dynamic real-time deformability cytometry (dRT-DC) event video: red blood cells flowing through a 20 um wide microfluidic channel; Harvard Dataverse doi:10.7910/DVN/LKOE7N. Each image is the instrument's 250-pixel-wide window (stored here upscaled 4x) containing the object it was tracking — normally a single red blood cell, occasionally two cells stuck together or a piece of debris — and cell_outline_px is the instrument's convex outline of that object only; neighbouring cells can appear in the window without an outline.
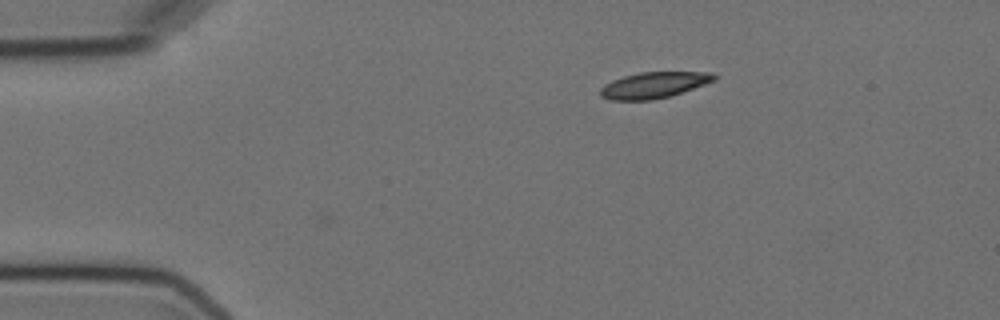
{"species": "Egyptian fruit bat (a non-hibernating species)", "species_latin": "Rousettus aegyptiacus", "temperature_condition": "cold", "stored_images_in_passage": 6, "camera_frame_rate_fps": 3000, "um_per_image_px": 0.085, "animal": {"sex": "female"}, "frame": {"image": 1, "passage_image": 1, "time_ms": 0.0, "image_size_px": [1000, 320], "cell_outline_px": [[716, 80], [668, 96], [652, 100], [608, 100], [600, 96], [600, 88], [604, 84], [612, 80], [624, 76], [640, 72], [712, 72], [716, 76]], "centroid_in_image_um": [55.52, 7.23], "position_along_channel_um": 29.5, "area_um2": 17.17}}
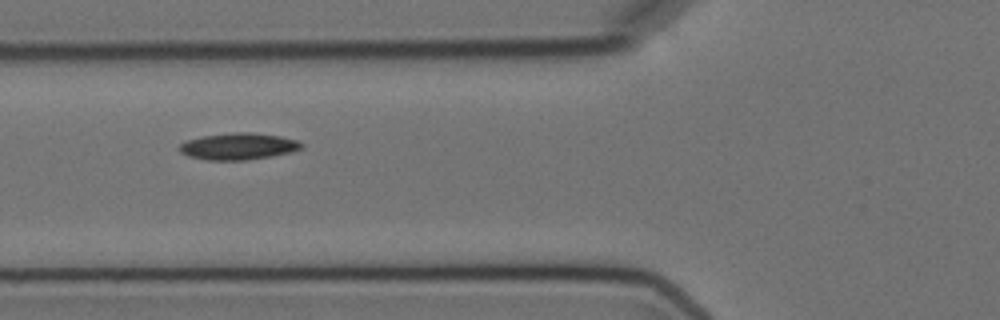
{"frame": {"image": 2, "passage_image": 4, "time_ms": 3.667, "image_size_px": [1000, 320], "cell_outline_px": [[304, 148], [292, 152], [272, 156], [244, 160], [208, 160], [188, 156], [180, 152], [176, 148], [180, 144], [188, 140], [204, 136], [232, 132], [252, 132], [280, 136], [296, 140], [304, 144]], "centroid_in_image_um": [20.27, 12.44], "position_along_channel_um": 105.5, "area_um2": 19.07}}
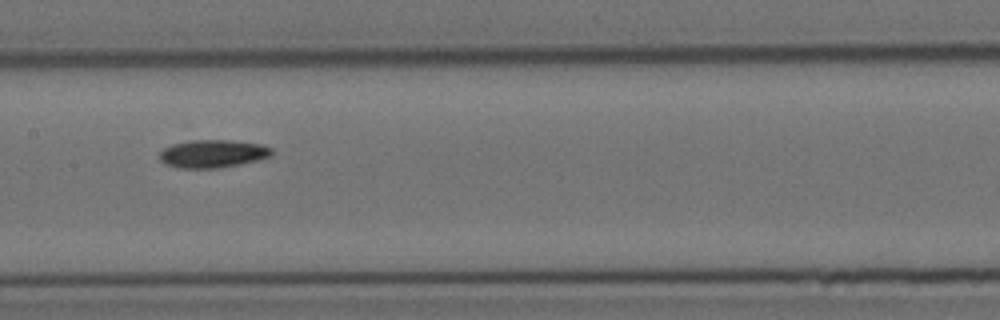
{"frame": {"image": 3, "passage_image": 6, "time_ms": 6.0, "image_size_px": [1000, 320], "cell_outline_px": [[272, 156], [260, 160], [220, 168], [180, 168], [164, 164], [160, 160], [160, 152], [164, 148], [172, 144], [192, 140], [232, 140], [260, 144], [272, 148]], "centroid_in_image_um": [18.1, 13.07], "position_along_channel_um": 189.3, "area_um2": 18.38}}